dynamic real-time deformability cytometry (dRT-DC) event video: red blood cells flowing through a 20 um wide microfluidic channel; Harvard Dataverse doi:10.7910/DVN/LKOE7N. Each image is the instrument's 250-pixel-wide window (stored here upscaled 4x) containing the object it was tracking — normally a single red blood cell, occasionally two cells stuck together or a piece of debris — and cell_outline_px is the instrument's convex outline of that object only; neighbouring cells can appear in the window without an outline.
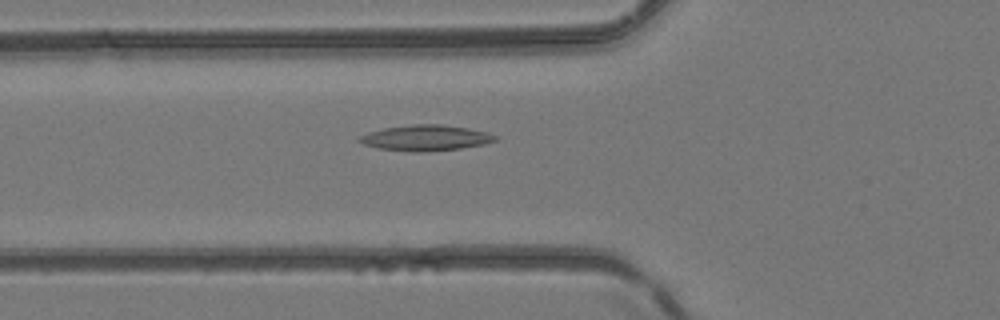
{"species": "common noctule bat (a hibernating species)", "species_latin": "Nyctalus noctula", "temperature_condition": "room temperature", "stored_images_in_passage": 48, "camera_frame_rate_fps": 3000, "um_per_image_px": 0.085, "animal": {"sex": "female", "body_mass_g": 24.6, "forearm_length_mm": 56.2}, "frame": {"image": 1, "passage_image": 18, "time_ms": 5.667, "image_size_px": [1000, 320], "cell_outline_px": [[500, 140], [484, 144], [460, 148], [424, 152], [412, 152], [380, 148], [364, 144], [356, 140], [356, 136], [368, 132], [384, 128], [412, 124], [444, 124], [468, 128], [488, 132], [500, 136]], "centroid_in_image_um": [36.21, 11.71], "position_along_channel_um": 89.6, "area_um2": 20.63}}
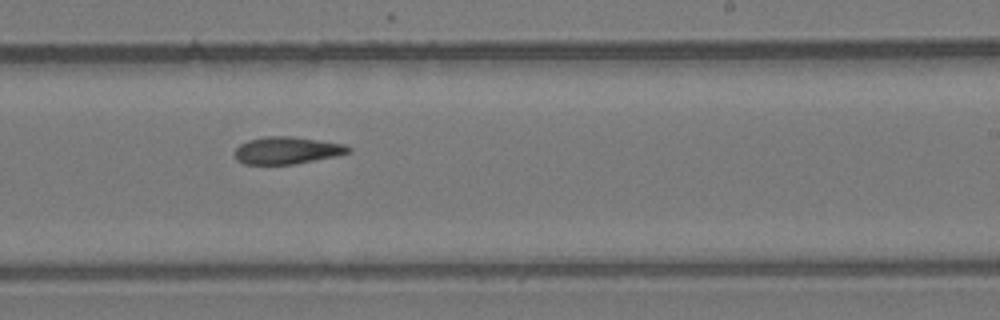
{"frame": {"image": 2, "passage_image": 30, "time_ms": 9.667, "image_size_px": [1000, 320], "cell_outline_px": [[352, 152], [336, 156], [292, 164], [244, 164], [236, 160], [232, 152], [240, 144], [248, 140], [264, 136], [292, 136], [344, 144], [352, 148]], "centroid_in_image_um": [24.36, 12.78], "position_along_channel_um": 264.6, "area_um2": 18.15}}
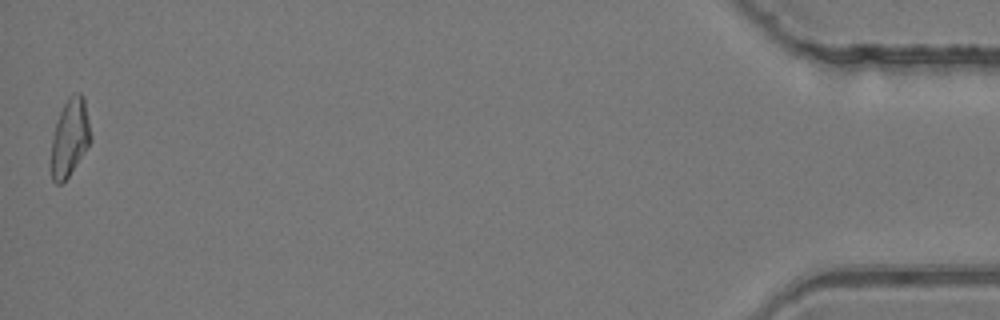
{"frame": {"image": 3, "passage_image": 48, "time_ms": 15.667, "image_size_px": [1000, 320], "cell_outline_px": [[92, 140], [68, 176], [60, 184], [56, 184], [52, 180], [48, 164], [52, 140], [56, 124], [60, 112], [68, 96], [72, 92], [80, 92], [84, 96], [92, 136]], "centroid_in_image_um": [5.91, 11.69], "position_along_channel_um": 429.3, "area_um2": 18.26}}